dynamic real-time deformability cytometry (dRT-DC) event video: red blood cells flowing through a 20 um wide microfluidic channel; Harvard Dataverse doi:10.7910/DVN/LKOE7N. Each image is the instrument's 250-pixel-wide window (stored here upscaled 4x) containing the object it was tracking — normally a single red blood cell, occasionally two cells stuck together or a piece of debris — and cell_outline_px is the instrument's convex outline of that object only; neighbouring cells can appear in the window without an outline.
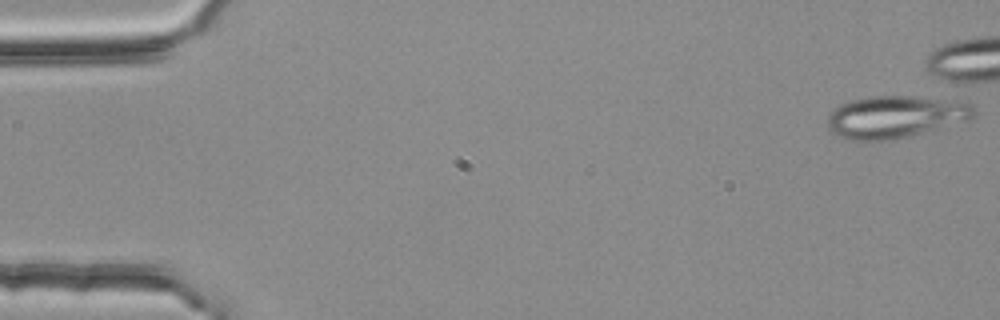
{"species": "common noctule bat (a hibernating species)", "species_latin": "Nyctalus noctula", "temperature_condition": "room temperature", "stored_images_in_passage": 1, "camera_frame_rate_fps": 3000, "um_per_image_px": 0.085, "animal": {"sex": "female", "body_mass_g": 25.1}, "frame": {"image": 1, "passage_image": 1, "time_ms": 0.0, "image_size_px": [1000, 320], "cell_outline_px": [[976, 112], [972, 116], [964, 120], [904, 136], [880, 140], [852, 140], [840, 136], [832, 132], [828, 128], [828, 116], [840, 104], [852, 100], [868, 96], [948, 96], [968, 100], [976, 104]], "centroid_in_image_um": [76.2, 9.85], "position_along_channel_um": 8.8, "area_um2": 36.07}}